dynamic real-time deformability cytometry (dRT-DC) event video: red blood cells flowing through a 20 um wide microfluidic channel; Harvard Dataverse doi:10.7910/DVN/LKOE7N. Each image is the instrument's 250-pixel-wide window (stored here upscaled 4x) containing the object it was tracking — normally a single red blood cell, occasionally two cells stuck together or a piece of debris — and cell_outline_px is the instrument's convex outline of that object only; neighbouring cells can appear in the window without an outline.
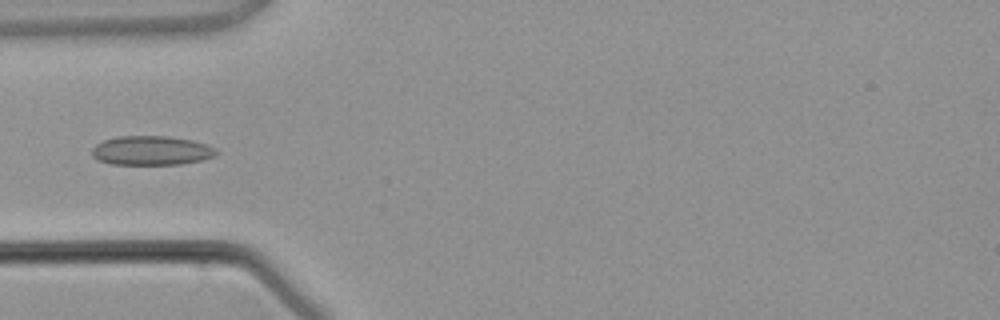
{"species": "common noctule bat (a hibernating species)", "species_latin": "Nyctalus noctula", "temperature_condition": "warm", "stored_images_in_passage": 3, "camera_frame_rate_fps": 3000, "um_per_image_px": 0.085, "animal": {"sex": "male", "body_mass_g": 21.5, "forearm_length_mm": 52.0}, "frame": {"image": 1, "passage_image": 2, "time_ms": 1.333, "image_size_px": [1000, 320], "cell_outline_px": [[216, 156], [200, 160], [180, 164], [112, 164], [96, 160], [92, 156], [92, 148], [96, 144], [104, 140], [116, 136], [168, 136], [192, 140], [208, 144], [216, 148]], "centroid_in_image_um": [12.85, 12.79], "position_along_channel_um": 72.1, "area_um2": 21.27}}